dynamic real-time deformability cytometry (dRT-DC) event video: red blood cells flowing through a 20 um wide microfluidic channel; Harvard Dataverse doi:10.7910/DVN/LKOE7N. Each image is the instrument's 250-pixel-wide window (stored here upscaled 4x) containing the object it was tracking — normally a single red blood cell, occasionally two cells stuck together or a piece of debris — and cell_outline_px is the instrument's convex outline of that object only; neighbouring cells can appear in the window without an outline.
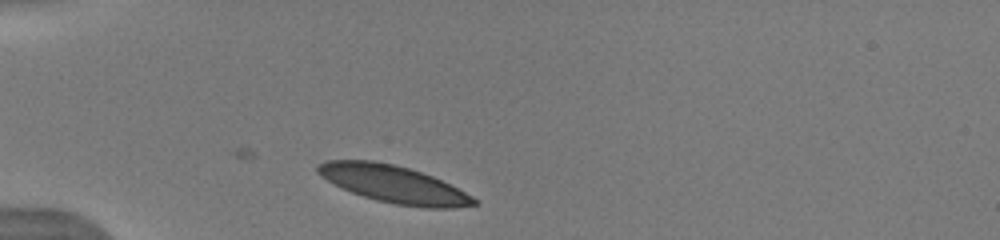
{"species": "human", "species_latin": "Homo sapiens", "temperature_condition": "warm", "stored_images_in_passage": 13, "camera_frame_rate_fps": 3000, "um_per_image_px": 0.085, "donor": {"sex": "male"}, "frame": {"image": 1, "passage_image": 1, "time_ms": 0.0, "image_size_px": [1000, 240], "cell_outline_px": [[480, 204], [456, 208], [424, 208], [396, 204], [376, 200], [352, 192], [320, 176], [316, 172], [316, 164], [328, 160], [376, 160], [408, 168], [432, 176], [480, 200]], "centroid_in_image_um": [33.47, 15.66], "position_along_channel_um": 51.5, "area_um2": 33.76}}